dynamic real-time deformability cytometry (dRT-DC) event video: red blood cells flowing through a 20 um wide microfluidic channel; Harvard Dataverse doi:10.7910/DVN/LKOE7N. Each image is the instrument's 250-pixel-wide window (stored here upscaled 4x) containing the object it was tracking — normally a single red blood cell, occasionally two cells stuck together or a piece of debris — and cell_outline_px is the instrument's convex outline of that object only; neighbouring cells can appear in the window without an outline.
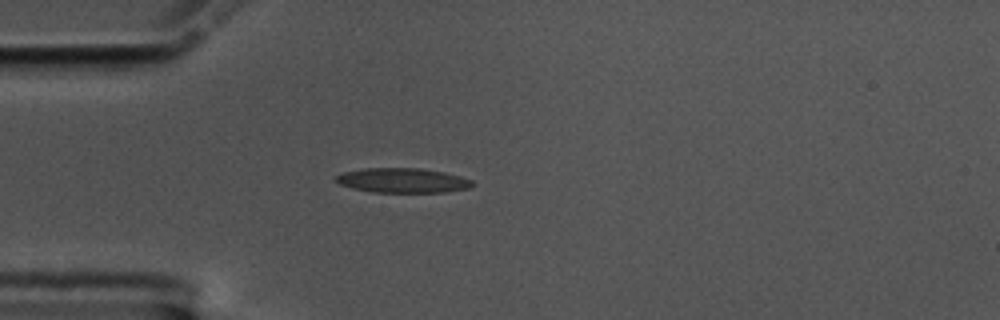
{"species": "common noctule bat (a hibernating species)", "species_latin": "Nyctalus noctula", "temperature_condition": "cold", "stored_images_in_passage": 42, "camera_frame_rate_fps": 3000, "um_per_image_px": 0.085, "animal": {"sex": "male", "body_mass_g": 17.5, "forearm_length_mm": 52.3}, "frame": {"image": 1, "passage_image": 1, "time_ms": 0.0, "image_size_px": [1000, 320], "cell_outline_px": [[472, 184], [468, 188], [444, 192], [372, 192], [352, 188], [340, 184], [336, 180], [336, 176], [344, 172], [364, 168], [420, 168], [444, 172], [460, 176], [472, 180]], "centroid_in_image_um": [34.21, 15.33], "position_along_channel_um": 50.8, "area_um2": 19.42}}
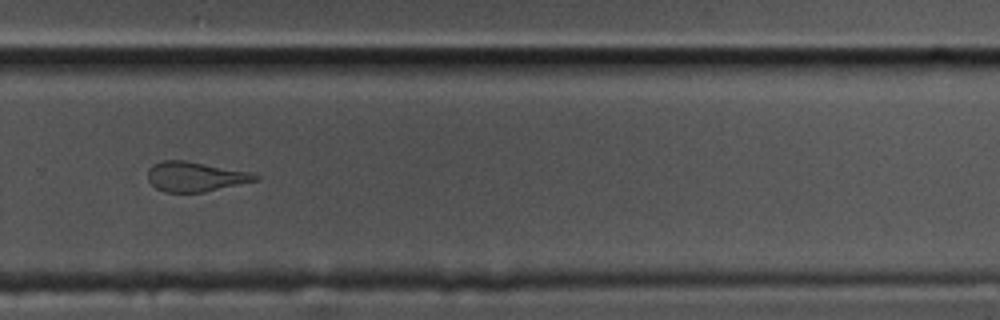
{"frame": {"image": 2, "passage_image": 24, "time_ms": 7.667, "image_size_px": [1000, 320], "cell_outline_px": [[260, 180], [204, 192], [164, 192], [156, 188], [148, 180], [148, 168], [152, 164], [164, 160], [184, 160], [252, 172], [260, 176]], "centroid_in_image_um": [16.62, 15.01], "position_along_channel_um": 313.2, "area_um2": 18.79}}
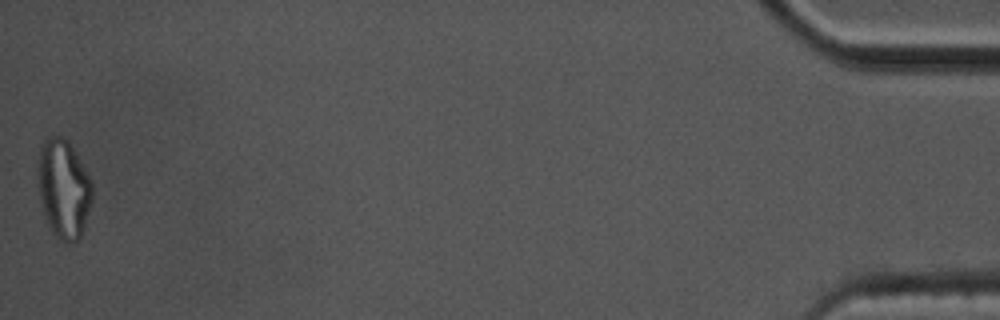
{"frame": {"image": 3, "passage_image": 42, "time_ms": 13.667, "image_size_px": [1000, 320], "cell_outline_px": [[92, 200], [80, 236], [72, 244], [68, 244], [60, 240], [48, 228], [44, 216], [36, 184], [36, 168], [40, 144], [48, 136], [64, 136], [68, 140], [92, 180]], "centroid_in_image_um": [5.35, 16.01], "position_along_channel_um": 429.8, "area_um2": 32.02}, "authors_computed_cell_mechanics": {"area_um2": 19.4208, "velocity_mm_per_s": 3.5442, "shape_relaxation_time_tau1_ms": null, "shape_relaxation_time_tau2_ms": 2.7932, "deformation_change_tau1": null, "deformation_change_tau2": 0.115}}